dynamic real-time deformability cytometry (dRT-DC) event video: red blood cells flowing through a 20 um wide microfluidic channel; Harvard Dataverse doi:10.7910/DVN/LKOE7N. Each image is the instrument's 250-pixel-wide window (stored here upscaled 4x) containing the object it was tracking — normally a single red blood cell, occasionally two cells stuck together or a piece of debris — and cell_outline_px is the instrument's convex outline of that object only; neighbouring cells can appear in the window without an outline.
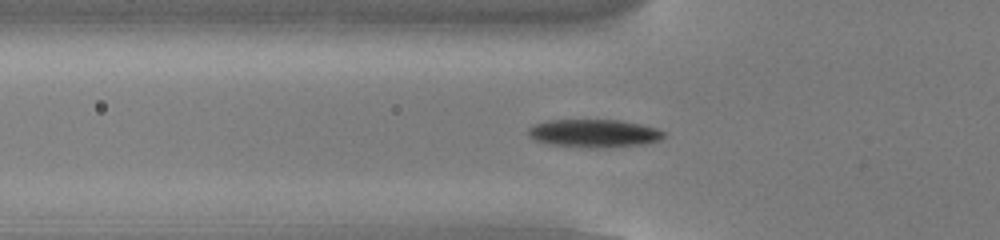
{"species": "common noctule bat (a hibernating species)", "species_latin": "Nyctalus noctula", "temperature_condition": "cold", "stored_images_in_passage": 55, "camera_frame_rate_fps": 3000, "um_per_image_px": 0.085, "animal": {"sex": "male", "body_mass_g": 13.0, "forearm_length_mm": 53.1}, "frame": {"image": 1, "passage_image": 19, "time_ms": 6.0, "image_size_px": [1000, 240], "cell_outline_px": [[668, 136], [660, 140], [644, 144], [604, 148], [588, 148], [548, 144], [536, 140], [528, 136], [528, 128], [532, 124], [548, 120], [620, 120], [640, 124], [656, 128], [664, 132]], "centroid_in_image_um": [50.49, 11.34], "position_along_channel_um": 75.3, "area_um2": 22.43}}
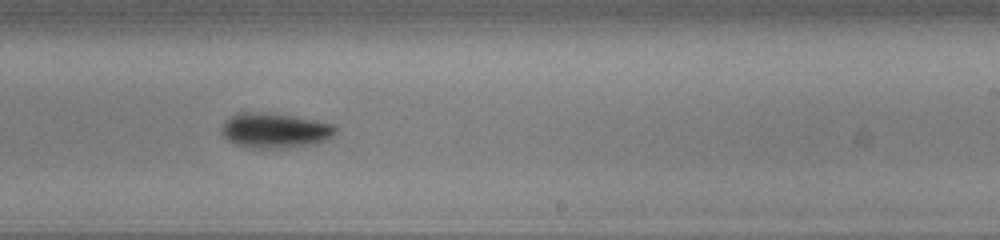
{"frame": {"image": 2, "passage_image": 34, "time_ms": 11.0, "image_size_px": [1000, 240], "cell_outline_px": [[336, 132], [332, 136], [324, 140], [312, 144], [288, 148], [244, 148], [228, 140], [220, 132], [224, 120], [236, 112], [264, 112], [292, 116], [316, 120], [336, 124]], "centroid_in_image_um": [23.33, 11.09], "position_along_channel_um": 265.7, "area_um2": 23.52}}
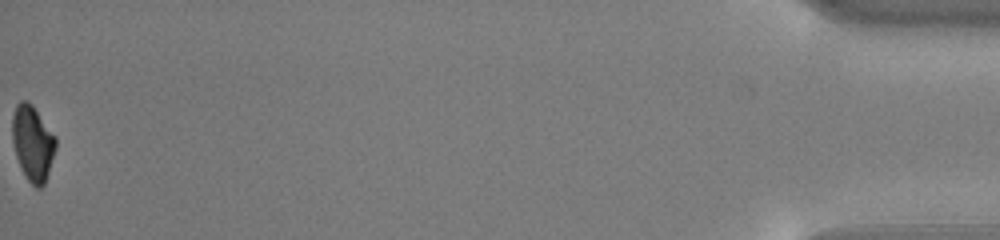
{"frame": {"image": 3, "passage_image": 55, "time_ms": 18.0, "image_size_px": [1000, 240], "cell_outline_px": [[56, 148], [44, 184], [40, 188], [36, 188], [28, 180], [20, 168], [16, 156], [12, 140], [12, 116], [16, 104], [20, 100], [28, 100], [32, 104], [56, 136]], "centroid_in_image_um": [2.77, 12.13], "position_along_channel_um": 432.4, "area_um2": 19.19}, "authors_computed_cell_mechanics": {"area_um2": 20.6346, "velocity_mm_per_s": 3.8097, "shape_relaxation_time_tau1_ms": 2.3941, "shape_relaxation_time_tau2_ms": null, "deformation_change_tau1": 0.1275, "deformation_change_tau2": null}}